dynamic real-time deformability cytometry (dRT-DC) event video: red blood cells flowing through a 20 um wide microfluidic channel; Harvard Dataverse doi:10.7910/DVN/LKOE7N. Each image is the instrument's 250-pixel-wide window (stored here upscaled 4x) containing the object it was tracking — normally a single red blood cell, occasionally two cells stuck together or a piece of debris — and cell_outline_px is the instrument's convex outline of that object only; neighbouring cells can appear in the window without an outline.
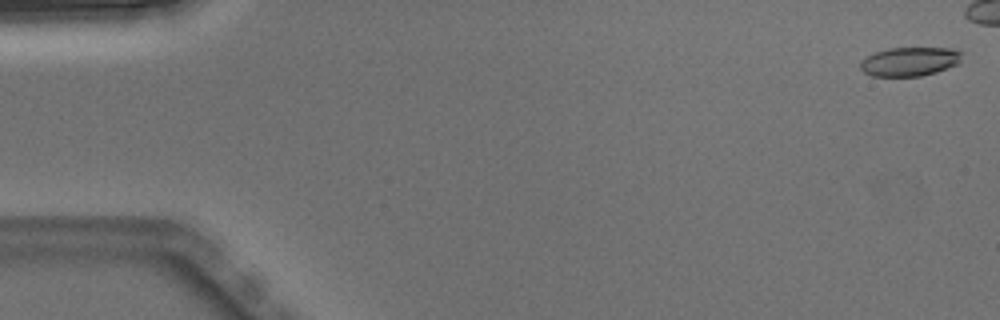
{"species": "Egyptian fruit bat (a non-hibernating species)", "species_latin": "Rousettus aegyptiacus", "temperature_condition": "warm", "stored_images_in_passage": 5, "camera_frame_rate_fps": 3000, "um_per_image_px": 0.085, "animal": {"sex": "male"}, "frame": {"image": 1, "passage_image": 1, "time_ms": 0.0, "image_size_px": [1000, 320], "cell_outline_px": [[964, 52], [960, 64], [936, 72], [920, 76], [872, 76], [864, 72], [860, 68], [860, 60], [876, 52], [888, 48], [952, 48]], "centroid_in_image_um": [77.37, 5.23], "position_along_channel_um": 7.6, "area_um2": 17.34}}
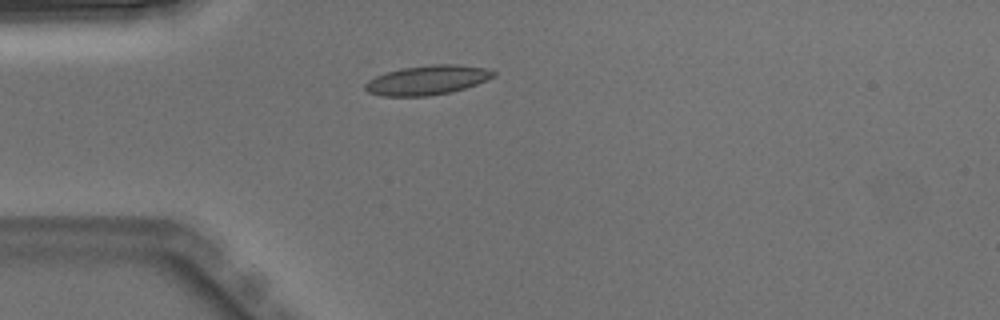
{"frame": {"image": 2, "passage_image": 5, "time_ms": 1.333, "image_size_px": [1000, 320], "cell_outline_px": [[496, 76], [476, 84], [452, 92], [428, 96], [380, 96], [368, 92], [364, 88], [364, 84], [368, 80], [376, 76], [400, 68], [432, 64], [456, 64], [484, 68], [496, 72]], "centroid_in_image_um": [36.3, 6.81], "position_along_channel_um": 48.7, "area_um2": 22.02}}